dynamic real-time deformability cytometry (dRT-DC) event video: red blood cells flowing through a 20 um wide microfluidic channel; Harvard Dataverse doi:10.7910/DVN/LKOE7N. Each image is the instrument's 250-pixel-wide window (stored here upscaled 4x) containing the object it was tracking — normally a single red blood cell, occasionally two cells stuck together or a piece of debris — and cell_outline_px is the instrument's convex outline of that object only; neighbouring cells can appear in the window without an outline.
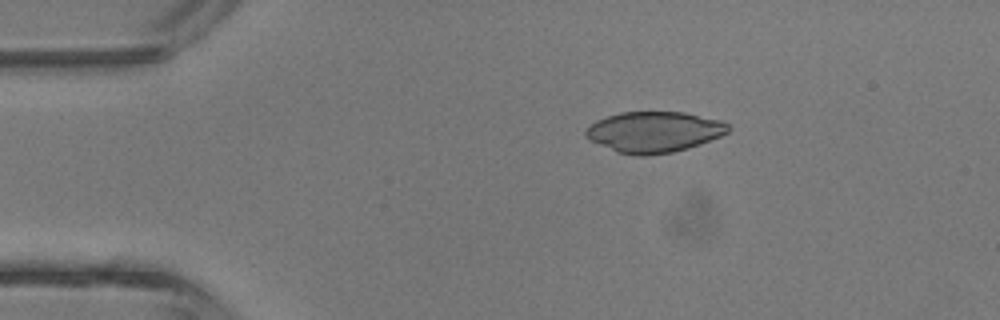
{"species": "common noctule bat (a hibernating species)", "species_latin": "Nyctalus noctula", "temperature_condition": "room temperature", "stored_images_in_passage": 4, "camera_frame_rate_fps": 3000, "um_per_image_px": 0.085, "animal": {"sex": "male", "body_mass_g": 13.3}, "frame": {"image": 1, "passage_image": 3, "time_ms": 2.333, "image_size_px": [1000, 320], "cell_outline_px": [[732, 128], [728, 132], [720, 136], [700, 144], [688, 148], [672, 152], [648, 156], [632, 156], [616, 152], [584, 136], [584, 132], [596, 120], [620, 112], [684, 112], [720, 120], [728, 124]], "centroid_in_image_um": [55.61, 11.22], "position_along_channel_um": 29.4, "area_um2": 33.87}}